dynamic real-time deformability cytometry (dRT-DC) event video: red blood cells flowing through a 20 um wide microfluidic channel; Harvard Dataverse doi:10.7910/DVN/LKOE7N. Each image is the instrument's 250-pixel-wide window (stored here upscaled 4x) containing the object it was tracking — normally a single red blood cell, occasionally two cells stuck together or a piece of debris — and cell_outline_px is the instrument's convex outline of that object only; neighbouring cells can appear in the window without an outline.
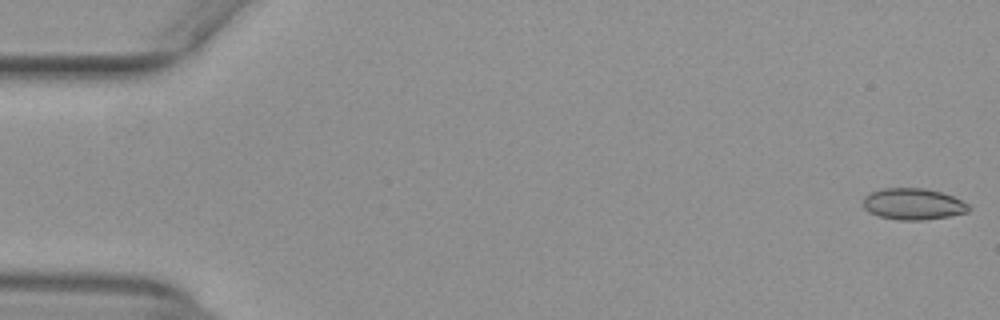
{"species": "common noctule bat (a hibernating species)", "species_latin": "Nyctalus noctula", "temperature_condition": "warm", "stored_images_in_passage": 51, "camera_frame_rate_fps": 3000, "um_per_image_px": 0.085, "animal": {"sex": "female", "body_mass_g": 29.2, "forearm_length_mm": 56.3}, "frame": {"image": 1, "passage_image": 1, "time_ms": 0.0, "image_size_px": [1000, 320], "cell_outline_px": [[972, 208], [968, 212], [948, 216], [924, 220], [896, 220], [880, 216], [868, 212], [864, 208], [864, 196], [868, 192], [880, 188], [924, 188], [940, 192], [952, 196], [968, 204]], "centroid_in_image_um": [77.59, 17.34], "position_along_channel_um": 7.4, "area_um2": 19.42}}
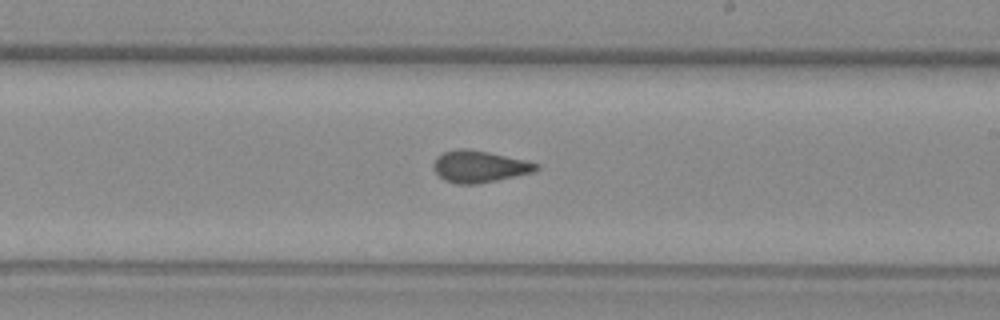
{"frame": {"image": 2, "passage_image": 31, "time_ms": 10.0, "image_size_px": [1000, 320], "cell_outline_px": [[540, 168], [536, 172], [476, 184], [456, 184], [444, 180], [432, 168], [432, 164], [436, 156], [444, 152], [460, 148], [468, 148], [488, 152], [524, 160], [540, 164]], "centroid_in_image_um": [40.74, 14.15], "position_along_channel_um": 248.3, "area_um2": 19.13}}
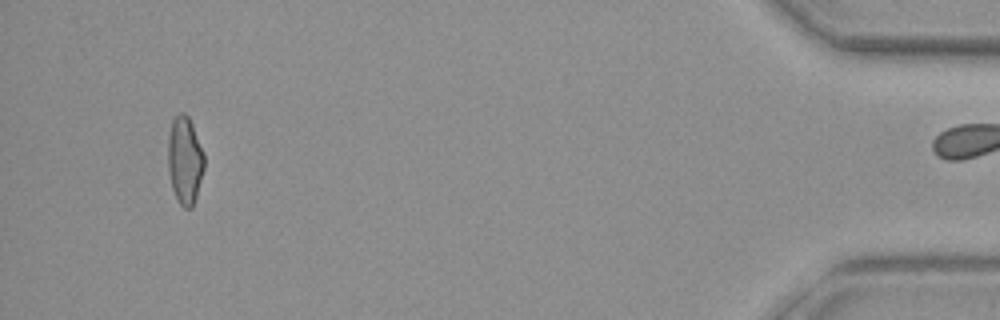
{"frame": {"image": 3, "passage_image": 50, "time_ms": 16.333, "image_size_px": [1000, 320], "cell_outline_px": [[204, 168], [196, 196], [192, 208], [184, 208], [180, 204], [172, 188], [168, 172], [168, 136], [172, 120], [180, 112], [184, 112], [188, 116], [192, 124], [204, 152]], "centroid_in_image_um": [15.7, 13.6], "position_along_channel_um": 419.5, "area_um2": 18.5}, "authors_computed_cell_mechanics": {"area_um2": 19.1318, "velocity_mm_per_s": 3.9683, "shape_relaxation_time_tau1_ms": null, "shape_relaxation_time_tau2_ms": 1.4273, "deformation_change_tau1": null, "deformation_change_tau2": 0.0721}}